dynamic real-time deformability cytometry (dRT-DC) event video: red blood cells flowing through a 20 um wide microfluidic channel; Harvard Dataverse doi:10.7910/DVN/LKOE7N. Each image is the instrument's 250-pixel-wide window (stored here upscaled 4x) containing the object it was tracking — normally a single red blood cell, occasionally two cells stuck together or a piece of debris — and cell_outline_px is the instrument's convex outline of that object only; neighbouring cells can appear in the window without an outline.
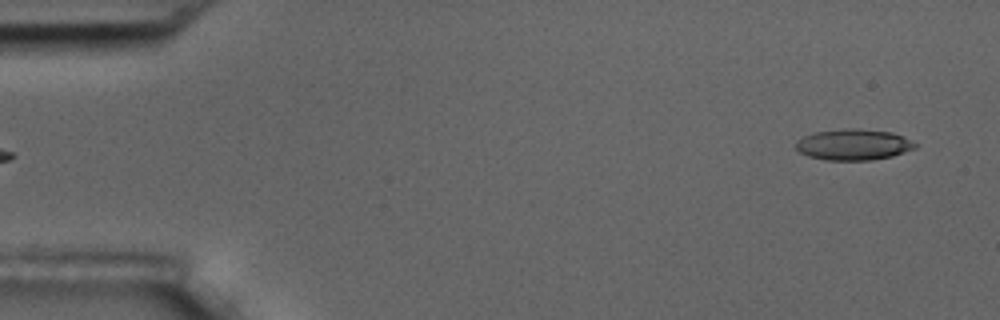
{"species": "common noctule bat (a hibernating species)", "species_latin": "Nyctalus noctula", "temperature_condition": "room temperature", "stored_images_in_passage": 6, "segment_of_instrument_passage": [2, 2], "camera_frame_rate_fps": 3000, "um_per_image_px": 0.085, "animal": {"sex": "male", "body_mass_g": 17.5, "forearm_length_mm": 52.3}, "frame": {"image": 1, "passage_image": 6, "time_ms": 6.667, "image_size_px": [1000, 320], "cell_outline_px": [[916, 148], [892, 156], [872, 160], [824, 160], [808, 156], [800, 152], [796, 148], [796, 140], [804, 136], [816, 132], [844, 128], [856, 128], [892, 132], [916, 144]], "centroid_in_image_um": [72.51, 12.29], "position_along_channel_um": 12.5, "area_um2": 21.44}}